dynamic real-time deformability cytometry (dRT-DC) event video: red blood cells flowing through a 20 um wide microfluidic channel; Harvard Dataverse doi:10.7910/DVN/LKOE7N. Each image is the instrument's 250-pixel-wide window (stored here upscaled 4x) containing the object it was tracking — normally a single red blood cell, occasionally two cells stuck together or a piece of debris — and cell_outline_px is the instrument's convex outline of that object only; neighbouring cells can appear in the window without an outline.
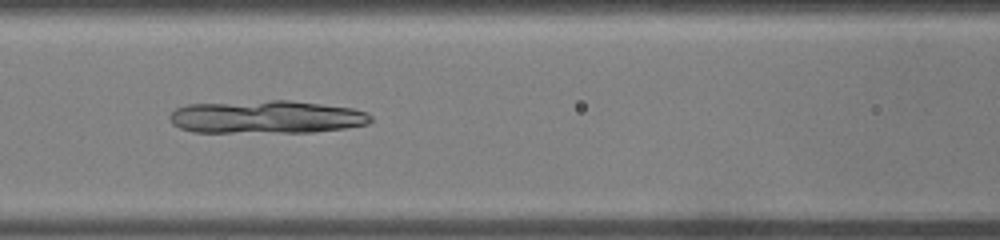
{"species": "common noctule bat (a hibernating species)", "species_latin": "Nyctalus noctula", "temperature_condition": "warm", "stored_images_in_passage": 36, "camera_frame_rate_fps": 3000, "um_per_image_px": 0.085, "animal": {"sex": "male", "body_mass_g": 19.0, "forearm_length_mm": 50.8}, "frame": {"image": 1, "passage_image": 15, "time_ms": 4.667, "image_size_px": [1000, 240], "cell_outline_px": [[372, 120], [368, 124], [344, 128], [312, 132], [192, 132], [180, 128], [172, 124], [168, 116], [176, 108], [188, 104], [268, 100], [288, 100], [352, 108], [368, 112], [372, 116]], "centroid_in_image_um": [22.63, 9.94], "position_along_channel_um": 144.0, "area_um2": 38.73}}
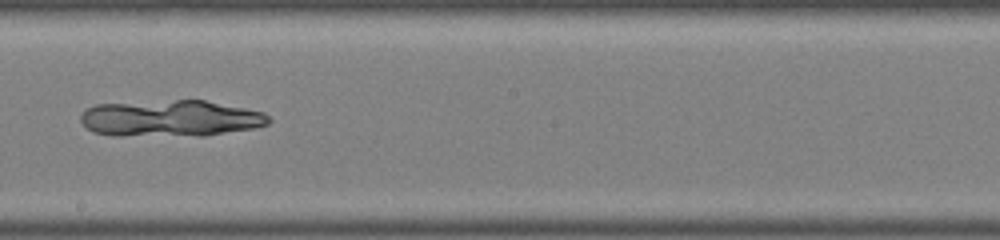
{"frame": {"image": 2, "passage_image": 20, "time_ms": 6.333, "image_size_px": [1000, 240], "cell_outline_px": [[272, 120], [268, 124], [256, 128], [204, 136], [112, 136], [92, 132], [80, 120], [80, 116], [88, 108], [96, 104], [176, 100], [204, 100], [264, 112]], "centroid_in_image_um": [14.51, 10.08], "position_along_channel_um": 233.7, "area_um2": 40.29}}
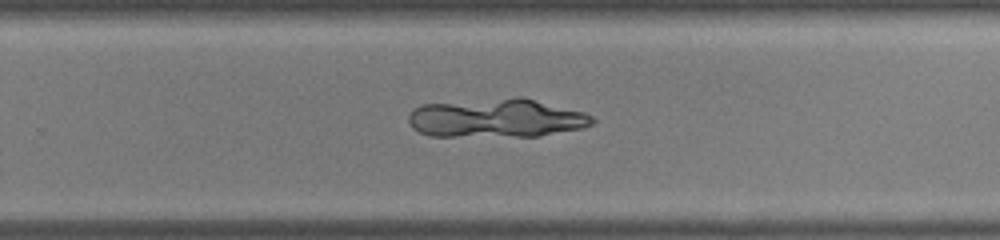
{"frame": {"image": 3, "passage_image": 23, "time_ms": 7.333, "image_size_px": [1000, 240], "cell_outline_px": [[596, 120], [592, 124], [584, 128], [536, 136], [428, 136], [412, 128], [408, 120], [408, 116], [412, 108], [424, 104], [516, 96], [520, 96], [584, 112], [592, 116]], "centroid_in_image_um": [42.18, 10.03], "position_along_channel_um": 287.6, "area_um2": 41.79}}